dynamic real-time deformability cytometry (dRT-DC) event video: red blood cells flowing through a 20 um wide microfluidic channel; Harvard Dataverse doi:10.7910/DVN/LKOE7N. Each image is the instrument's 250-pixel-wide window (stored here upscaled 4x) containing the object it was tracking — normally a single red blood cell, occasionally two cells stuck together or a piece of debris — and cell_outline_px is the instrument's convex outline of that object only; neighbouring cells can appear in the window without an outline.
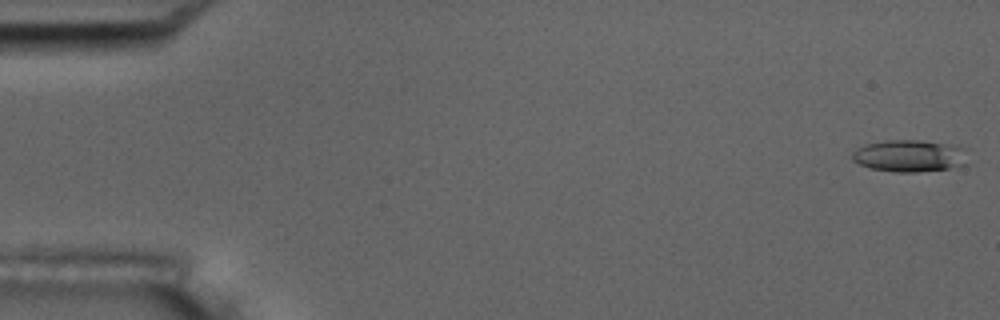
{"species": "common noctule bat (a hibernating species)", "species_latin": "Nyctalus noctula", "temperature_condition": "room temperature", "stored_images_in_passage": 40, "camera_frame_rate_fps": 3000, "um_per_image_px": 0.085, "animal": {"sex": "male", "body_mass_g": 17.5, "forearm_length_mm": 52.3}, "frame": {"image": 1, "passage_image": 1, "time_ms": 0.0, "image_size_px": [1000, 320], "cell_outline_px": [[972, 148], [968, 164], [948, 168], [916, 172], [892, 172], [868, 168], [852, 160], [852, 152], [856, 148], [864, 144], [888, 140], [916, 140], [948, 144]], "centroid_in_image_um": [77.4, 13.24], "position_along_channel_um": 7.6, "area_um2": 22.2}}
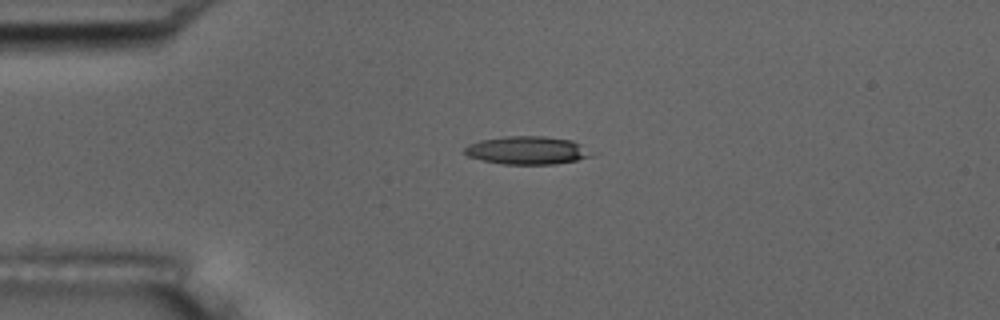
{"frame": {"image": 2, "passage_image": 13, "time_ms": 4.0, "image_size_px": [1000, 320], "cell_outline_px": [[600, 152], [596, 156], [556, 164], [500, 164], [468, 156], [464, 152], [464, 148], [468, 144], [480, 140], [504, 136], [544, 136], [572, 140]], "centroid_in_image_um": [44.93, 12.77], "position_along_channel_um": 40.1, "area_um2": 21.27}}
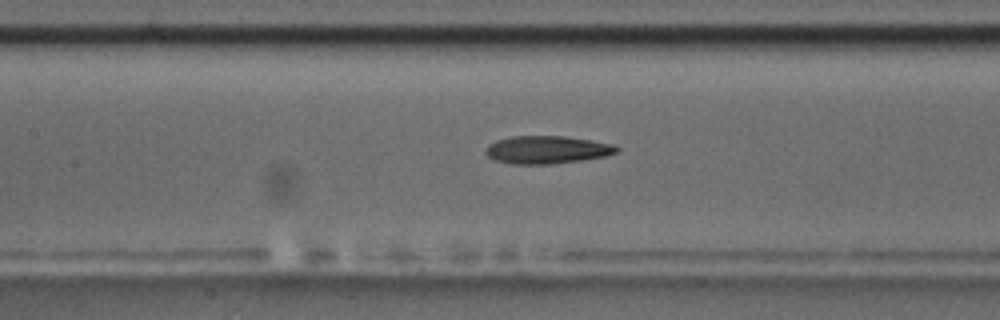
{"frame": {"image": 3, "passage_image": 25, "time_ms": 8.0, "image_size_px": [1000, 320], "cell_outline_px": [[620, 148], [616, 152], [604, 156], [580, 160], [552, 164], [512, 164], [496, 160], [488, 156], [484, 152], [484, 148], [488, 144], [496, 140], [512, 136], [564, 136], [592, 140], [612, 144]], "centroid_in_image_um": [46.45, 12.72], "position_along_channel_um": 161.0, "area_um2": 21.21}}